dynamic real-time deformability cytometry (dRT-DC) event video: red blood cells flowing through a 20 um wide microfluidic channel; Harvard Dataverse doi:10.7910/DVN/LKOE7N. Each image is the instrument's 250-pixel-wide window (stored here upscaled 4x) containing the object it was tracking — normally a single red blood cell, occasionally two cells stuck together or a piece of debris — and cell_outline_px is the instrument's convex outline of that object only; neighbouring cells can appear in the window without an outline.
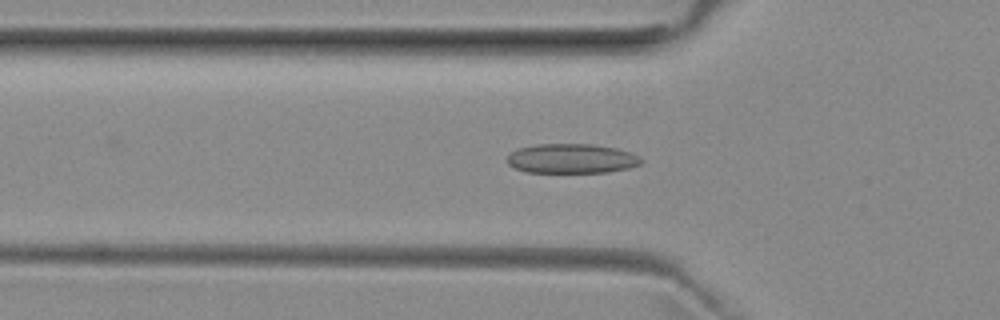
{"species": "common noctule bat (a hibernating species)", "species_latin": "Nyctalus noctula", "temperature_condition": "room temperature", "stored_images_in_passage": 46, "camera_frame_rate_fps": 3000, "um_per_image_px": 0.085, "animal": {"sex": "female", "body_mass_g": 29.2, "forearm_length_mm": 56.3}, "frame": {"image": 1, "passage_image": 11, "time_ms": 3.333, "image_size_px": [1000, 320], "cell_outline_px": [[644, 160], [640, 164], [628, 168], [608, 172], [524, 172], [508, 164], [508, 156], [516, 148], [536, 144], [592, 144], [616, 148], [640, 156]], "centroid_in_image_um": [48.59, 13.47], "position_along_channel_um": 77.2, "area_um2": 23.06}}
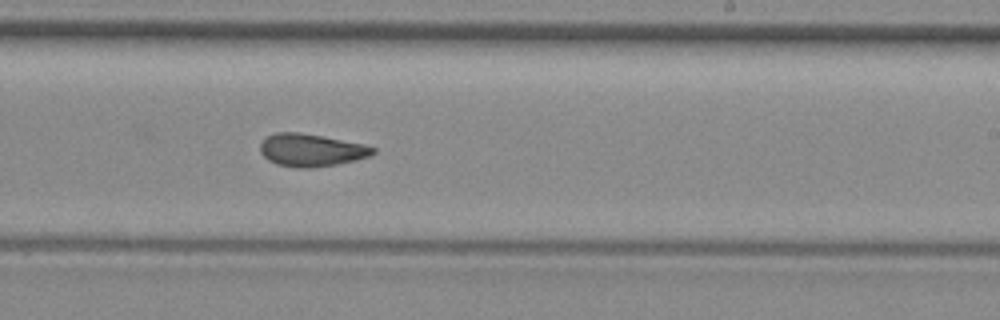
{"frame": {"image": 2, "passage_image": 25, "time_ms": 8.0, "image_size_px": [1000, 320], "cell_outline_px": [[376, 152], [372, 156], [356, 160], [336, 164], [312, 168], [296, 168], [276, 164], [268, 160], [260, 152], [260, 144], [268, 136], [276, 132], [296, 132], [320, 136], [364, 144], [376, 148]], "centroid_in_image_um": [26.47, 12.77], "position_along_channel_um": 262.5, "area_um2": 21.39}}
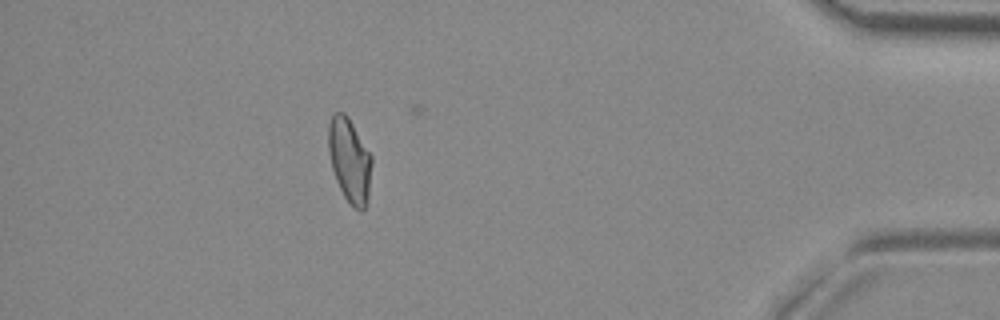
{"frame": {"image": 3, "passage_image": 40, "time_ms": 13.0, "image_size_px": [1000, 320], "cell_outline_px": [[372, 164], [368, 200], [364, 208], [360, 212], [344, 196], [336, 180], [332, 168], [328, 148], [328, 124], [332, 112], [344, 112], [352, 124], [372, 156]], "centroid_in_image_um": [29.71, 13.6], "position_along_channel_um": 405.5, "area_um2": 21.1}, "authors_computed_cell_mechanics": {"area_um2": 21.4149, "velocity_mm_per_s": 3.9647, "shape_relaxation_time_tau1_ms": null, "shape_relaxation_time_tau2_ms": 3.0149, "deformation_change_tau1": null, "deformation_change_tau2": 0.0848}}